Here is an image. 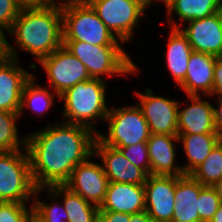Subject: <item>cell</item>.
<instances>
[{
	"mask_svg": "<svg viewBox=\"0 0 222 222\" xmlns=\"http://www.w3.org/2000/svg\"><path fill=\"white\" fill-rule=\"evenodd\" d=\"M215 56L192 52L184 81L178 86L185 95H206L213 97Z\"/></svg>",
	"mask_w": 222,
	"mask_h": 222,
	"instance_id": "obj_18",
	"label": "cell"
},
{
	"mask_svg": "<svg viewBox=\"0 0 222 222\" xmlns=\"http://www.w3.org/2000/svg\"><path fill=\"white\" fill-rule=\"evenodd\" d=\"M94 158L92 155L78 164L64 186L99 208L104 202L109 180L101 163L95 162Z\"/></svg>",
	"mask_w": 222,
	"mask_h": 222,
	"instance_id": "obj_11",
	"label": "cell"
},
{
	"mask_svg": "<svg viewBox=\"0 0 222 222\" xmlns=\"http://www.w3.org/2000/svg\"><path fill=\"white\" fill-rule=\"evenodd\" d=\"M213 96L222 97V59L219 57L214 67Z\"/></svg>",
	"mask_w": 222,
	"mask_h": 222,
	"instance_id": "obj_34",
	"label": "cell"
},
{
	"mask_svg": "<svg viewBox=\"0 0 222 222\" xmlns=\"http://www.w3.org/2000/svg\"><path fill=\"white\" fill-rule=\"evenodd\" d=\"M186 97L188 105L183 107L184 105L180 102L178 107V134H217L211 96L207 98L206 95L204 97L203 95H186Z\"/></svg>",
	"mask_w": 222,
	"mask_h": 222,
	"instance_id": "obj_15",
	"label": "cell"
},
{
	"mask_svg": "<svg viewBox=\"0 0 222 222\" xmlns=\"http://www.w3.org/2000/svg\"><path fill=\"white\" fill-rule=\"evenodd\" d=\"M24 5H34L38 0H20Z\"/></svg>",
	"mask_w": 222,
	"mask_h": 222,
	"instance_id": "obj_43",
	"label": "cell"
},
{
	"mask_svg": "<svg viewBox=\"0 0 222 222\" xmlns=\"http://www.w3.org/2000/svg\"><path fill=\"white\" fill-rule=\"evenodd\" d=\"M179 143L178 135L151 134L148 141L150 159V174L183 176L181 164L176 163V145Z\"/></svg>",
	"mask_w": 222,
	"mask_h": 222,
	"instance_id": "obj_17",
	"label": "cell"
},
{
	"mask_svg": "<svg viewBox=\"0 0 222 222\" xmlns=\"http://www.w3.org/2000/svg\"><path fill=\"white\" fill-rule=\"evenodd\" d=\"M6 32L9 33V30L0 25V62L6 61L11 58L9 50L10 43L5 36Z\"/></svg>",
	"mask_w": 222,
	"mask_h": 222,
	"instance_id": "obj_36",
	"label": "cell"
},
{
	"mask_svg": "<svg viewBox=\"0 0 222 222\" xmlns=\"http://www.w3.org/2000/svg\"><path fill=\"white\" fill-rule=\"evenodd\" d=\"M83 0H38L34 5L64 8Z\"/></svg>",
	"mask_w": 222,
	"mask_h": 222,
	"instance_id": "obj_37",
	"label": "cell"
},
{
	"mask_svg": "<svg viewBox=\"0 0 222 222\" xmlns=\"http://www.w3.org/2000/svg\"><path fill=\"white\" fill-rule=\"evenodd\" d=\"M32 204L0 202V222H28Z\"/></svg>",
	"mask_w": 222,
	"mask_h": 222,
	"instance_id": "obj_30",
	"label": "cell"
},
{
	"mask_svg": "<svg viewBox=\"0 0 222 222\" xmlns=\"http://www.w3.org/2000/svg\"><path fill=\"white\" fill-rule=\"evenodd\" d=\"M36 80L37 78L33 74L24 84L19 110L20 119L23 117V112H25L26 109H29V113H34V116L36 115V117H43L44 114L52 108L55 99H58L59 101V96L55 92H51V89L48 86L46 87L38 84Z\"/></svg>",
	"mask_w": 222,
	"mask_h": 222,
	"instance_id": "obj_24",
	"label": "cell"
},
{
	"mask_svg": "<svg viewBox=\"0 0 222 222\" xmlns=\"http://www.w3.org/2000/svg\"><path fill=\"white\" fill-rule=\"evenodd\" d=\"M145 210L144 185L109 182L104 202L99 211H115L127 214Z\"/></svg>",
	"mask_w": 222,
	"mask_h": 222,
	"instance_id": "obj_19",
	"label": "cell"
},
{
	"mask_svg": "<svg viewBox=\"0 0 222 222\" xmlns=\"http://www.w3.org/2000/svg\"><path fill=\"white\" fill-rule=\"evenodd\" d=\"M119 149L133 165L150 175V159L147 142L138 143L127 147H114Z\"/></svg>",
	"mask_w": 222,
	"mask_h": 222,
	"instance_id": "obj_31",
	"label": "cell"
},
{
	"mask_svg": "<svg viewBox=\"0 0 222 222\" xmlns=\"http://www.w3.org/2000/svg\"><path fill=\"white\" fill-rule=\"evenodd\" d=\"M133 92L137 96L136 104L142 110L151 134L178 135V101L163 95H154L150 88L144 92Z\"/></svg>",
	"mask_w": 222,
	"mask_h": 222,
	"instance_id": "obj_10",
	"label": "cell"
},
{
	"mask_svg": "<svg viewBox=\"0 0 222 222\" xmlns=\"http://www.w3.org/2000/svg\"><path fill=\"white\" fill-rule=\"evenodd\" d=\"M178 176L150 174L145 188V211L152 222L172 220L175 203V185Z\"/></svg>",
	"mask_w": 222,
	"mask_h": 222,
	"instance_id": "obj_12",
	"label": "cell"
},
{
	"mask_svg": "<svg viewBox=\"0 0 222 222\" xmlns=\"http://www.w3.org/2000/svg\"><path fill=\"white\" fill-rule=\"evenodd\" d=\"M107 28L124 44L131 42L135 29L149 8L141 0H86Z\"/></svg>",
	"mask_w": 222,
	"mask_h": 222,
	"instance_id": "obj_8",
	"label": "cell"
},
{
	"mask_svg": "<svg viewBox=\"0 0 222 222\" xmlns=\"http://www.w3.org/2000/svg\"><path fill=\"white\" fill-rule=\"evenodd\" d=\"M190 175L203 186H213L222 178V140Z\"/></svg>",
	"mask_w": 222,
	"mask_h": 222,
	"instance_id": "obj_28",
	"label": "cell"
},
{
	"mask_svg": "<svg viewBox=\"0 0 222 222\" xmlns=\"http://www.w3.org/2000/svg\"><path fill=\"white\" fill-rule=\"evenodd\" d=\"M130 215L115 211H99L98 222H129Z\"/></svg>",
	"mask_w": 222,
	"mask_h": 222,
	"instance_id": "obj_33",
	"label": "cell"
},
{
	"mask_svg": "<svg viewBox=\"0 0 222 222\" xmlns=\"http://www.w3.org/2000/svg\"><path fill=\"white\" fill-rule=\"evenodd\" d=\"M165 11L166 22L170 25L168 28H180L187 21L202 19L222 11V0H174ZM176 19L179 20L178 23Z\"/></svg>",
	"mask_w": 222,
	"mask_h": 222,
	"instance_id": "obj_21",
	"label": "cell"
},
{
	"mask_svg": "<svg viewBox=\"0 0 222 222\" xmlns=\"http://www.w3.org/2000/svg\"><path fill=\"white\" fill-rule=\"evenodd\" d=\"M18 61L10 58L0 62V111L19 113L24 84L33 75Z\"/></svg>",
	"mask_w": 222,
	"mask_h": 222,
	"instance_id": "obj_16",
	"label": "cell"
},
{
	"mask_svg": "<svg viewBox=\"0 0 222 222\" xmlns=\"http://www.w3.org/2000/svg\"><path fill=\"white\" fill-rule=\"evenodd\" d=\"M204 186L190 174L178 176L175 185V203L172 221L199 222L198 197Z\"/></svg>",
	"mask_w": 222,
	"mask_h": 222,
	"instance_id": "obj_20",
	"label": "cell"
},
{
	"mask_svg": "<svg viewBox=\"0 0 222 222\" xmlns=\"http://www.w3.org/2000/svg\"><path fill=\"white\" fill-rule=\"evenodd\" d=\"M178 140L187 159L181 167L184 174H190L222 139L218 134H178Z\"/></svg>",
	"mask_w": 222,
	"mask_h": 222,
	"instance_id": "obj_23",
	"label": "cell"
},
{
	"mask_svg": "<svg viewBox=\"0 0 222 222\" xmlns=\"http://www.w3.org/2000/svg\"><path fill=\"white\" fill-rule=\"evenodd\" d=\"M28 222H42V221L32 213L29 217Z\"/></svg>",
	"mask_w": 222,
	"mask_h": 222,
	"instance_id": "obj_42",
	"label": "cell"
},
{
	"mask_svg": "<svg viewBox=\"0 0 222 222\" xmlns=\"http://www.w3.org/2000/svg\"><path fill=\"white\" fill-rule=\"evenodd\" d=\"M9 34L16 46L9 44L11 58L18 59L22 50L39 62L63 46L61 8L23 5Z\"/></svg>",
	"mask_w": 222,
	"mask_h": 222,
	"instance_id": "obj_2",
	"label": "cell"
},
{
	"mask_svg": "<svg viewBox=\"0 0 222 222\" xmlns=\"http://www.w3.org/2000/svg\"><path fill=\"white\" fill-rule=\"evenodd\" d=\"M221 204L215 189L212 186H204L198 197L199 222H210Z\"/></svg>",
	"mask_w": 222,
	"mask_h": 222,
	"instance_id": "obj_29",
	"label": "cell"
},
{
	"mask_svg": "<svg viewBox=\"0 0 222 222\" xmlns=\"http://www.w3.org/2000/svg\"><path fill=\"white\" fill-rule=\"evenodd\" d=\"M159 1H160V3L164 4L163 6L166 8L174 0H152V5H153V3H157Z\"/></svg>",
	"mask_w": 222,
	"mask_h": 222,
	"instance_id": "obj_41",
	"label": "cell"
},
{
	"mask_svg": "<svg viewBox=\"0 0 222 222\" xmlns=\"http://www.w3.org/2000/svg\"><path fill=\"white\" fill-rule=\"evenodd\" d=\"M216 106L213 105V116L215 129L219 137L222 139V97L214 96Z\"/></svg>",
	"mask_w": 222,
	"mask_h": 222,
	"instance_id": "obj_35",
	"label": "cell"
},
{
	"mask_svg": "<svg viewBox=\"0 0 222 222\" xmlns=\"http://www.w3.org/2000/svg\"><path fill=\"white\" fill-rule=\"evenodd\" d=\"M43 191L46 192V196L49 195L50 204L38 198L44 193ZM32 209L33 214L42 222H68V216L61 199L50 188H35Z\"/></svg>",
	"mask_w": 222,
	"mask_h": 222,
	"instance_id": "obj_26",
	"label": "cell"
},
{
	"mask_svg": "<svg viewBox=\"0 0 222 222\" xmlns=\"http://www.w3.org/2000/svg\"><path fill=\"white\" fill-rule=\"evenodd\" d=\"M165 53L166 69L172 76L175 86H179L185 79L189 58L193 52L187 36L180 28H169Z\"/></svg>",
	"mask_w": 222,
	"mask_h": 222,
	"instance_id": "obj_22",
	"label": "cell"
},
{
	"mask_svg": "<svg viewBox=\"0 0 222 222\" xmlns=\"http://www.w3.org/2000/svg\"><path fill=\"white\" fill-rule=\"evenodd\" d=\"M93 155L98 157L109 182L144 185L148 175L133 165L119 149L103 144L97 137Z\"/></svg>",
	"mask_w": 222,
	"mask_h": 222,
	"instance_id": "obj_14",
	"label": "cell"
},
{
	"mask_svg": "<svg viewBox=\"0 0 222 222\" xmlns=\"http://www.w3.org/2000/svg\"><path fill=\"white\" fill-rule=\"evenodd\" d=\"M129 222H152V219L148 215V213L144 210L142 212L131 214Z\"/></svg>",
	"mask_w": 222,
	"mask_h": 222,
	"instance_id": "obj_38",
	"label": "cell"
},
{
	"mask_svg": "<svg viewBox=\"0 0 222 222\" xmlns=\"http://www.w3.org/2000/svg\"><path fill=\"white\" fill-rule=\"evenodd\" d=\"M144 2L149 8L152 6V0H141Z\"/></svg>",
	"mask_w": 222,
	"mask_h": 222,
	"instance_id": "obj_44",
	"label": "cell"
},
{
	"mask_svg": "<svg viewBox=\"0 0 222 222\" xmlns=\"http://www.w3.org/2000/svg\"><path fill=\"white\" fill-rule=\"evenodd\" d=\"M23 5L20 0H0V25L10 30Z\"/></svg>",
	"mask_w": 222,
	"mask_h": 222,
	"instance_id": "obj_32",
	"label": "cell"
},
{
	"mask_svg": "<svg viewBox=\"0 0 222 222\" xmlns=\"http://www.w3.org/2000/svg\"><path fill=\"white\" fill-rule=\"evenodd\" d=\"M38 63L48 78L46 86L58 96L77 83L91 79L85 65L64 45Z\"/></svg>",
	"mask_w": 222,
	"mask_h": 222,
	"instance_id": "obj_9",
	"label": "cell"
},
{
	"mask_svg": "<svg viewBox=\"0 0 222 222\" xmlns=\"http://www.w3.org/2000/svg\"><path fill=\"white\" fill-rule=\"evenodd\" d=\"M158 222H174L172 220H166V221H158Z\"/></svg>",
	"mask_w": 222,
	"mask_h": 222,
	"instance_id": "obj_45",
	"label": "cell"
},
{
	"mask_svg": "<svg viewBox=\"0 0 222 222\" xmlns=\"http://www.w3.org/2000/svg\"><path fill=\"white\" fill-rule=\"evenodd\" d=\"M210 222H222V204L219 206V209L214 214Z\"/></svg>",
	"mask_w": 222,
	"mask_h": 222,
	"instance_id": "obj_40",
	"label": "cell"
},
{
	"mask_svg": "<svg viewBox=\"0 0 222 222\" xmlns=\"http://www.w3.org/2000/svg\"><path fill=\"white\" fill-rule=\"evenodd\" d=\"M222 202V178L212 186Z\"/></svg>",
	"mask_w": 222,
	"mask_h": 222,
	"instance_id": "obj_39",
	"label": "cell"
},
{
	"mask_svg": "<svg viewBox=\"0 0 222 222\" xmlns=\"http://www.w3.org/2000/svg\"><path fill=\"white\" fill-rule=\"evenodd\" d=\"M19 119V113L0 111V152L25 149L26 135H18Z\"/></svg>",
	"mask_w": 222,
	"mask_h": 222,
	"instance_id": "obj_27",
	"label": "cell"
},
{
	"mask_svg": "<svg viewBox=\"0 0 222 222\" xmlns=\"http://www.w3.org/2000/svg\"><path fill=\"white\" fill-rule=\"evenodd\" d=\"M61 11L63 41H84L92 45H124L86 0L64 7Z\"/></svg>",
	"mask_w": 222,
	"mask_h": 222,
	"instance_id": "obj_5",
	"label": "cell"
},
{
	"mask_svg": "<svg viewBox=\"0 0 222 222\" xmlns=\"http://www.w3.org/2000/svg\"><path fill=\"white\" fill-rule=\"evenodd\" d=\"M35 188L26 149L0 152V202L32 204Z\"/></svg>",
	"mask_w": 222,
	"mask_h": 222,
	"instance_id": "obj_7",
	"label": "cell"
},
{
	"mask_svg": "<svg viewBox=\"0 0 222 222\" xmlns=\"http://www.w3.org/2000/svg\"><path fill=\"white\" fill-rule=\"evenodd\" d=\"M63 45L85 65L90 78L129 77L141 71L123 45H92L84 41H63Z\"/></svg>",
	"mask_w": 222,
	"mask_h": 222,
	"instance_id": "obj_4",
	"label": "cell"
},
{
	"mask_svg": "<svg viewBox=\"0 0 222 222\" xmlns=\"http://www.w3.org/2000/svg\"><path fill=\"white\" fill-rule=\"evenodd\" d=\"M107 80L91 78L61 94L59 101H63V120L60 121L85 126L97 134L98 121L105 123L110 109L106 94L109 89Z\"/></svg>",
	"mask_w": 222,
	"mask_h": 222,
	"instance_id": "obj_3",
	"label": "cell"
},
{
	"mask_svg": "<svg viewBox=\"0 0 222 222\" xmlns=\"http://www.w3.org/2000/svg\"><path fill=\"white\" fill-rule=\"evenodd\" d=\"M134 104L121 107L110 106L105 119L108 132L99 131L96 134L103 144L110 147H127L148 141L151 135L149 125L142 110L136 103Z\"/></svg>",
	"mask_w": 222,
	"mask_h": 222,
	"instance_id": "obj_6",
	"label": "cell"
},
{
	"mask_svg": "<svg viewBox=\"0 0 222 222\" xmlns=\"http://www.w3.org/2000/svg\"><path fill=\"white\" fill-rule=\"evenodd\" d=\"M96 133L58 121L26 135L30 171L35 187L64 185L75 167L93 155Z\"/></svg>",
	"mask_w": 222,
	"mask_h": 222,
	"instance_id": "obj_1",
	"label": "cell"
},
{
	"mask_svg": "<svg viewBox=\"0 0 222 222\" xmlns=\"http://www.w3.org/2000/svg\"><path fill=\"white\" fill-rule=\"evenodd\" d=\"M180 29L187 36L194 52L220 57L222 53V11L202 19L187 21Z\"/></svg>",
	"mask_w": 222,
	"mask_h": 222,
	"instance_id": "obj_13",
	"label": "cell"
},
{
	"mask_svg": "<svg viewBox=\"0 0 222 222\" xmlns=\"http://www.w3.org/2000/svg\"><path fill=\"white\" fill-rule=\"evenodd\" d=\"M60 199L66 210L68 222H98L99 208L64 185L49 187Z\"/></svg>",
	"mask_w": 222,
	"mask_h": 222,
	"instance_id": "obj_25",
	"label": "cell"
}]
</instances>
